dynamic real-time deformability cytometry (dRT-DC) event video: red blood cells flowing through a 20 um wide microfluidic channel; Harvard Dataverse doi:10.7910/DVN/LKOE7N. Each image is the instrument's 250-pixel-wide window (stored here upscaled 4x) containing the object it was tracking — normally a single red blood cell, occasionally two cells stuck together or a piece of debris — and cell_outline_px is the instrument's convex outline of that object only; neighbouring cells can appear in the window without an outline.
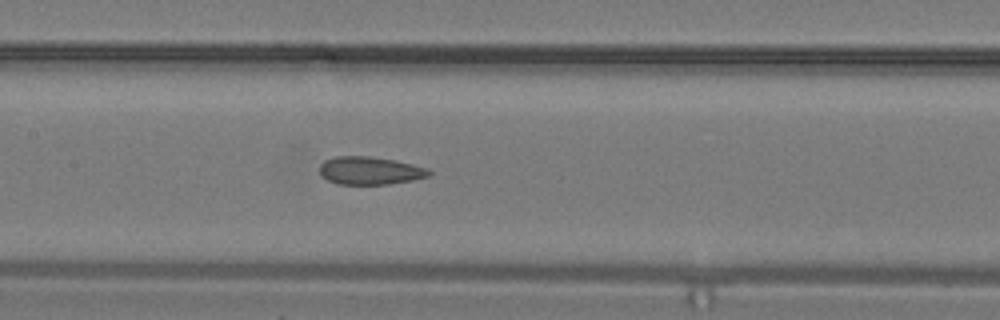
{"species": "common noctule bat (a hibernating species)", "species_latin": "Nyctalus noctula", "temperature_condition": "warm", "stored_images_in_passage": 17, "camera_frame_rate_fps": 3000, "um_per_image_px": 0.085, "animal": {"sex": "male", "body_mass_g": 19.2, "forearm_length_mm": 51.8}, "frame": {"image": 1, "passage_image": 15, "time_ms": 4.667, "image_size_px": [1000, 320], "cell_outline_px": [[432, 172], [428, 176], [412, 180], [388, 184], [336, 184], [328, 180], [320, 172], [320, 164], [324, 160], [336, 156], [368, 156], [392, 160], [412, 164], [428, 168]], "centroid_in_image_um": [31.44, 14.5], "position_along_channel_um": 176.0, "area_um2": 17.63}}
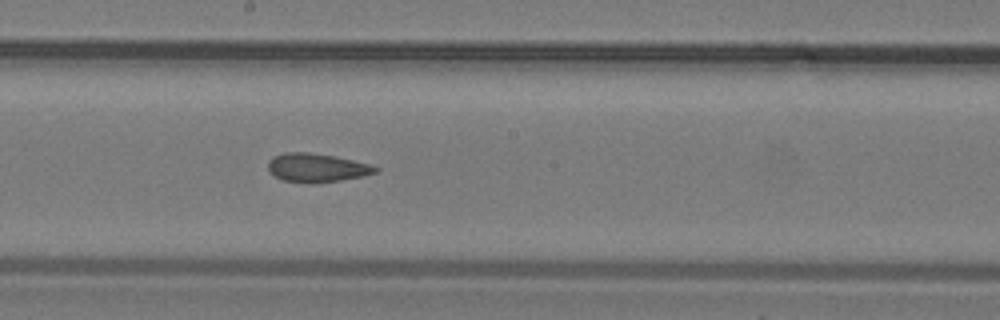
{"frame": {"image": 2, "passage_image": 17, "time_ms": 5.333, "image_size_px": [1000, 320], "cell_outline_px": [[380, 168], [376, 172], [360, 176], [340, 180], [308, 184], [284, 180], [276, 176], [268, 168], [268, 160], [272, 156], [284, 152], [308, 152], [336, 156], [368, 164]], "centroid_in_image_um": [26.88, 14.24], "position_along_channel_um": 221.3, "area_um2": 17.8}}